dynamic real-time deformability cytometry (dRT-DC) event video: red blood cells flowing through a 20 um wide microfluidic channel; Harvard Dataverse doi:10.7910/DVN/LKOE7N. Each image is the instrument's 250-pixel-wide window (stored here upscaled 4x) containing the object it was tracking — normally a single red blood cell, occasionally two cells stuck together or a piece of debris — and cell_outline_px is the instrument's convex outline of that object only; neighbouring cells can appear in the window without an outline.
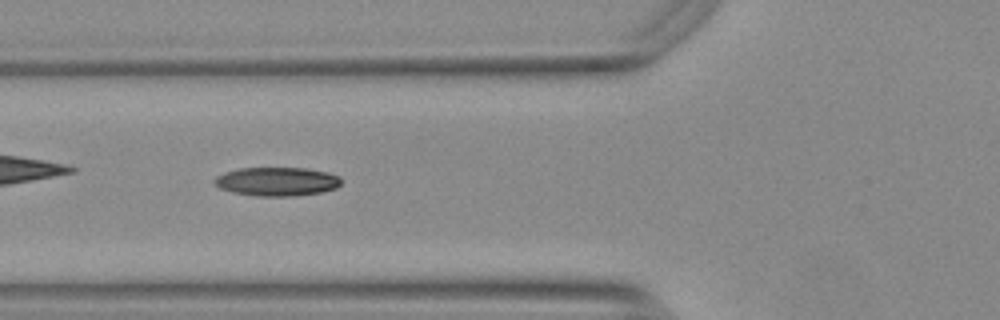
{"species": "Egyptian fruit bat (a non-hibernating species)", "species_latin": "Rousettus aegyptiacus", "temperature_condition": "warm", "stored_images_in_passage": 15, "camera_frame_rate_fps": 3000, "um_per_image_px": 0.085, "animal": {"sex": "female"}, "frame": {"image": 1, "passage_image": 5, "time_ms": 1.333, "image_size_px": [1000, 320], "cell_outline_px": [[340, 184], [336, 188], [320, 192], [296, 196], [256, 196], [232, 192], [220, 188], [212, 184], [212, 180], [216, 176], [224, 172], [240, 168], [304, 168], [328, 172], [340, 176]], "centroid_in_image_um": [23.5, 15.43], "position_along_channel_um": 102.3, "area_um2": 21.39}}
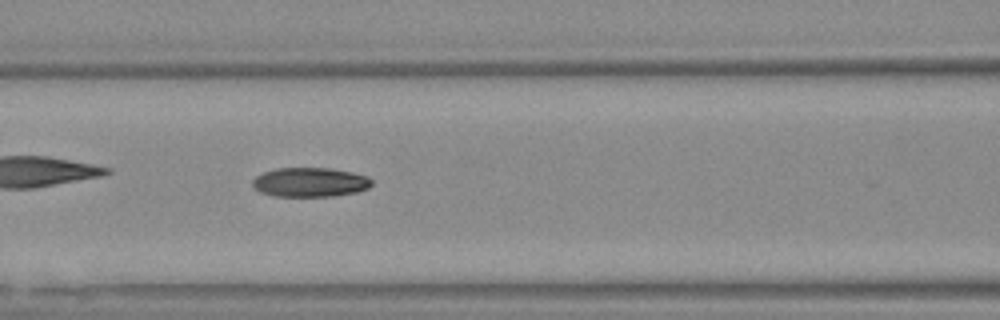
{"frame": {"image": 2, "passage_image": 8, "time_ms": 2.333, "image_size_px": [1000, 320], "cell_outline_px": [[372, 184], [368, 188], [356, 192], [332, 196], [272, 196], [260, 192], [252, 184], [252, 180], [256, 176], [264, 172], [276, 168], [332, 168], [352, 172], [368, 176], [372, 180]], "centroid_in_image_um": [26.36, 15.48], "position_along_channel_um": 140.2, "area_um2": 20.4}}
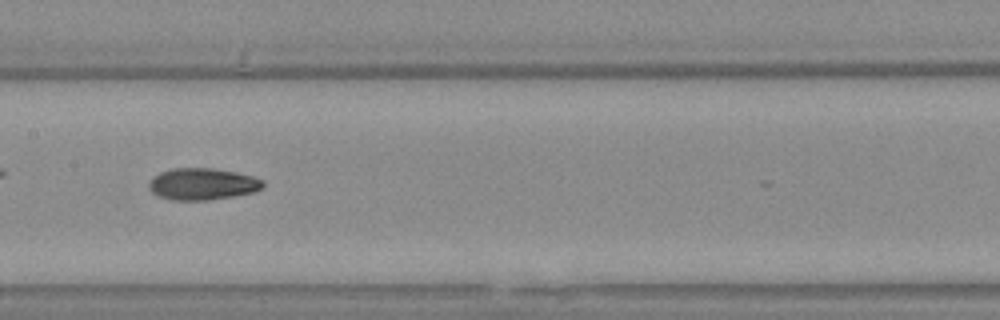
{"frame": {"image": 3, "passage_image": 12, "time_ms": 3.667, "image_size_px": [1000, 320], "cell_outline_px": [[264, 188], [252, 192], [232, 196], [208, 200], [172, 200], [160, 196], [152, 192], [148, 188], [148, 184], [160, 172], [172, 168], [212, 168], [236, 172], [252, 176], [264, 180]], "centroid_in_image_um": [17.23, 15.64], "position_along_channel_um": 190.2, "area_um2": 20.98}}